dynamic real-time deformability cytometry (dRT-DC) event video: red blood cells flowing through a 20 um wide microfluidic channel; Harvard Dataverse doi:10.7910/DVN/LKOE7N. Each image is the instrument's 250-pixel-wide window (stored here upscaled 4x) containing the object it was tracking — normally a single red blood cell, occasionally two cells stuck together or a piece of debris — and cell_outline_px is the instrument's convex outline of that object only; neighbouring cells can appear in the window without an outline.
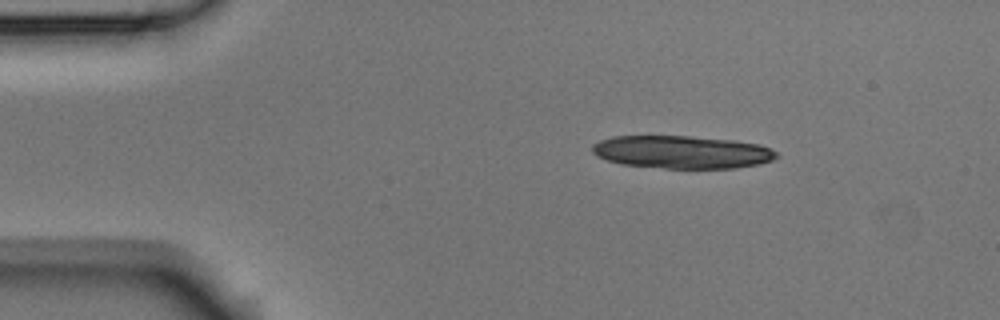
{"species": "Egyptian fruit bat (a non-hibernating species)", "species_latin": "Rousettus aegyptiacus", "temperature_condition": "room temperature", "stored_images_in_passage": 4, "camera_frame_rate_fps": 3000, "um_per_image_px": 0.085, "animal": {"sex": "male"}, "frame": {"image": 1, "passage_image": 2, "time_ms": 0.333, "image_size_px": [1000, 320], "cell_outline_px": [[780, 156], [772, 160], [760, 164], [736, 168], [664, 168], [620, 164], [596, 156], [592, 152], [592, 144], [600, 140], [612, 136], [688, 136], [736, 140], [760, 144], [776, 152]], "centroid_in_image_um": [57.97, 12.92], "position_along_channel_um": 27.0, "area_um2": 35.43}}